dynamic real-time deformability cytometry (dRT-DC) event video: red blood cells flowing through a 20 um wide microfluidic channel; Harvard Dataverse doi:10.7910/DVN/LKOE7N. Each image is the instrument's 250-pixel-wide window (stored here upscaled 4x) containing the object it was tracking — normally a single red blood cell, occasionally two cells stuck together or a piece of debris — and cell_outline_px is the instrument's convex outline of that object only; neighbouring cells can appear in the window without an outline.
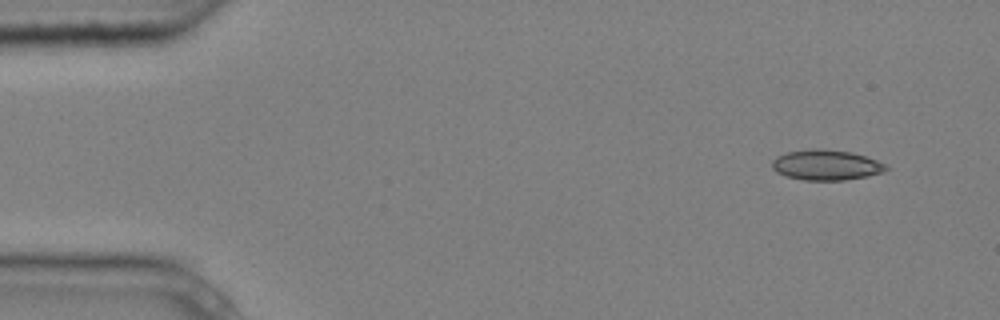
{"species": "common noctule bat (a hibernating species)", "species_latin": "Nyctalus noctula", "temperature_condition": "cold", "stored_images_in_passage": 5, "camera_frame_rate_fps": 3000, "um_per_image_px": 0.085, "animal": {"sex": "male", "body_mass_g": 20.4}, "frame": {"image": 1, "passage_image": 1, "time_ms": 0.0, "image_size_px": [1000, 320], "cell_outline_px": [[888, 168], [884, 172], [868, 176], [844, 180], [804, 180], [784, 176], [776, 172], [772, 168], [772, 160], [776, 156], [788, 152], [808, 148], [820, 148], [852, 152], [888, 164]], "centroid_in_image_um": [70.21, 14.02], "position_along_channel_um": 14.8, "area_um2": 20.4}}